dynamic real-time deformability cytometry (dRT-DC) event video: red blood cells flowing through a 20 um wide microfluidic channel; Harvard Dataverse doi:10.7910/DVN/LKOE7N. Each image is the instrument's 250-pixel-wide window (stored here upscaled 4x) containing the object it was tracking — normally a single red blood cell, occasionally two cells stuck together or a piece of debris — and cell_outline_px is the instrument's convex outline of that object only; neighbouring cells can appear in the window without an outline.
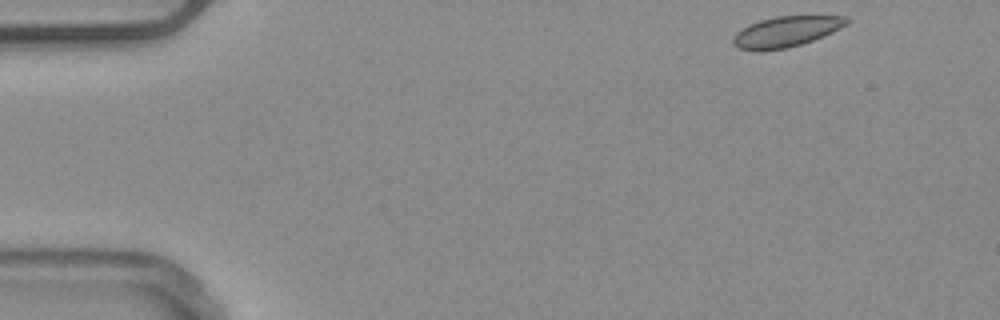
{"species": "common noctule bat (a hibernating species)", "species_latin": "Nyctalus noctula", "temperature_condition": "warm", "stored_images_in_passage": 48, "camera_frame_rate_fps": 3000, "um_per_image_px": 0.085, "animal": {"sex": "male", "body_mass_g": 20.4}, "frame": {"image": 1, "passage_image": 1, "time_ms": 0.0, "image_size_px": [1000, 320], "cell_outline_px": [[852, 20], [848, 24], [832, 32], [812, 40], [788, 48], [760, 52], [756, 52], [736, 48], [732, 44], [732, 40], [736, 32], [748, 24], [760, 20], [776, 16], [848, 16]], "centroid_in_image_um": [66.78, 2.7], "position_along_channel_um": 18.2, "area_um2": 20.58}}
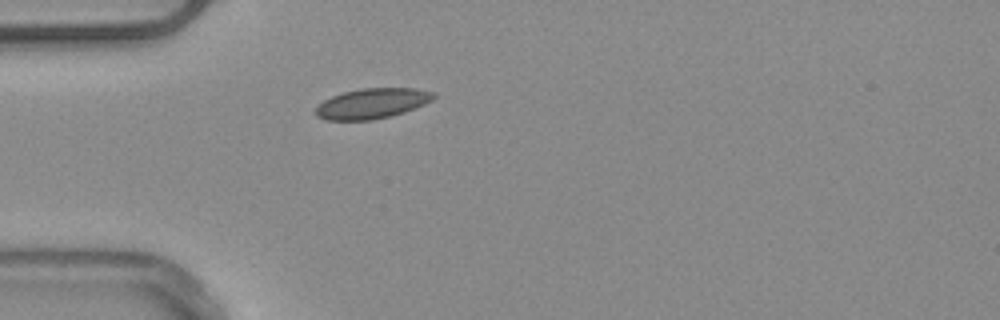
{"frame": {"image": 2, "passage_image": 11, "time_ms": 3.333, "image_size_px": [1000, 320], "cell_outline_px": [[436, 96], [432, 100], [424, 104], [404, 112], [392, 116], [372, 120], [324, 120], [316, 116], [312, 112], [324, 100], [332, 96], [344, 92], [360, 88], [416, 88], [436, 92]], "centroid_in_image_um": [31.62, 8.79], "position_along_channel_um": 53.4, "area_um2": 20.98}}
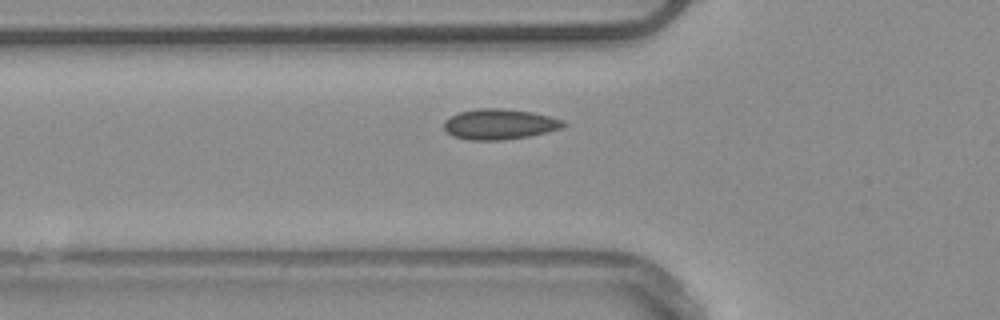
{"frame": {"image": 3, "passage_image": 14, "time_ms": 4.333, "image_size_px": [1000, 320], "cell_outline_px": [[568, 124], [560, 128], [548, 132], [528, 136], [504, 140], [468, 140], [452, 136], [444, 128], [444, 120], [448, 116], [460, 112], [476, 108], [500, 108], [532, 112], [564, 120]], "centroid_in_image_um": [42.44, 10.55], "position_along_channel_um": 83.4, "area_um2": 21.33}}